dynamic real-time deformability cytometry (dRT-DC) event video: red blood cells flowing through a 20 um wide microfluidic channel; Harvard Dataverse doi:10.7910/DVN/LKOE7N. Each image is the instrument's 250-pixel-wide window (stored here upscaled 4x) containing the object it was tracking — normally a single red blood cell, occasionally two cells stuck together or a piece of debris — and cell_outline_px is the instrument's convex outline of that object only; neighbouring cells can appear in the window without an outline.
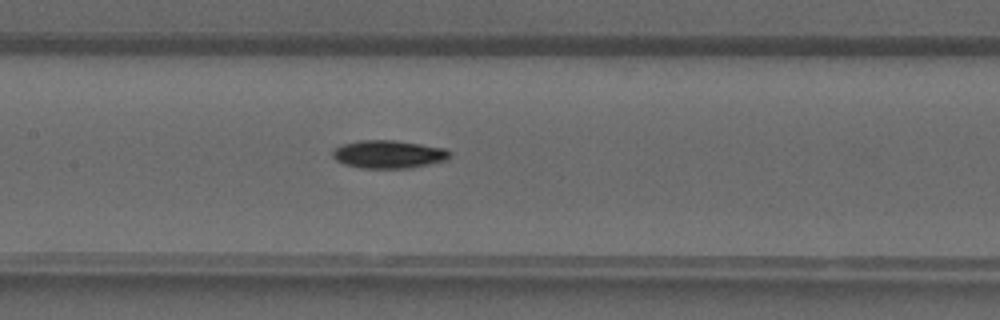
{"species": "common noctule bat (a hibernating species)", "species_latin": "Nyctalus noctula", "temperature_condition": "warm", "stored_images_in_passage": 28, "camera_frame_rate_fps": 3000, "um_per_image_px": 0.085, "animal": {"sex": "male", "forearm_length_mm": 52.5}, "frame": {"image": 1, "passage_image": 7, "time_ms": 2.0, "image_size_px": [1000, 320], "cell_outline_px": [[452, 156], [448, 160], [408, 168], [360, 168], [344, 164], [336, 160], [332, 156], [332, 152], [336, 148], [344, 144], [360, 140], [396, 140], [448, 148], [452, 152]], "centroid_in_image_um": [33.09, 13.11], "position_along_channel_um": 174.3, "area_um2": 19.31}}
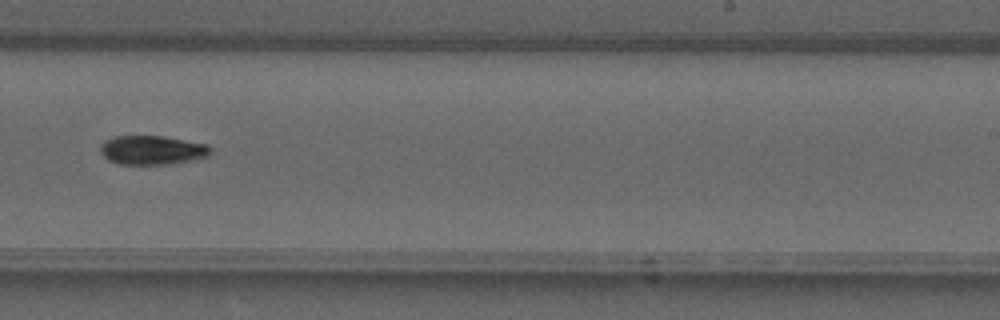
{"frame": {"image": 2, "passage_image": 13, "time_ms": 4.0, "image_size_px": [1000, 320], "cell_outline_px": [[212, 152], [208, 156], [172, 164], [120, 164], [108, 160], [100, 152], [100, 144], [104, 140], [116, 136], [164, 136], [208, 144], [212, 148]], "centroid_in_image_um": [12.94, 12.75], "position_along_channel_um": 276.1, "area_um2": 18.79}}
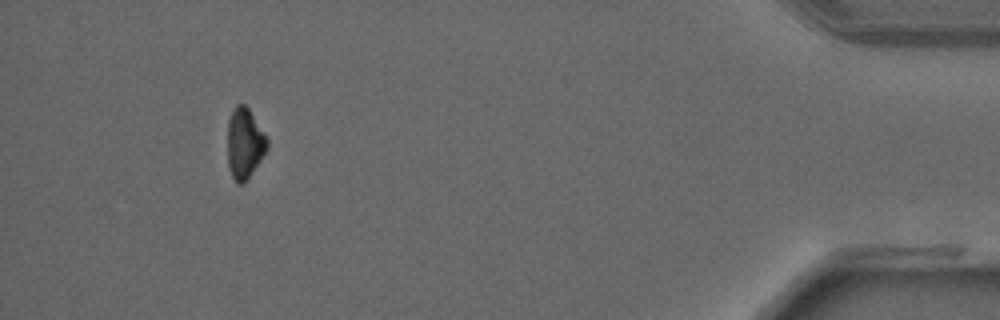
{"frame": {"image": 3, "passage_image": 25, "time_ms": 8.0, "image_size_px": [1000, 320], "cell_outline_px": [[268, 148], [260, 160], [248, 176], [240, 184], [232, 176], [228, 164], [228, 120], [236, 104], [244, 104], [248, 108], [268, 140]], "centroid_in_image_um": [20.78, 12.14], "position_along_channel_um": 414.4, "area_um2": 15.72}}